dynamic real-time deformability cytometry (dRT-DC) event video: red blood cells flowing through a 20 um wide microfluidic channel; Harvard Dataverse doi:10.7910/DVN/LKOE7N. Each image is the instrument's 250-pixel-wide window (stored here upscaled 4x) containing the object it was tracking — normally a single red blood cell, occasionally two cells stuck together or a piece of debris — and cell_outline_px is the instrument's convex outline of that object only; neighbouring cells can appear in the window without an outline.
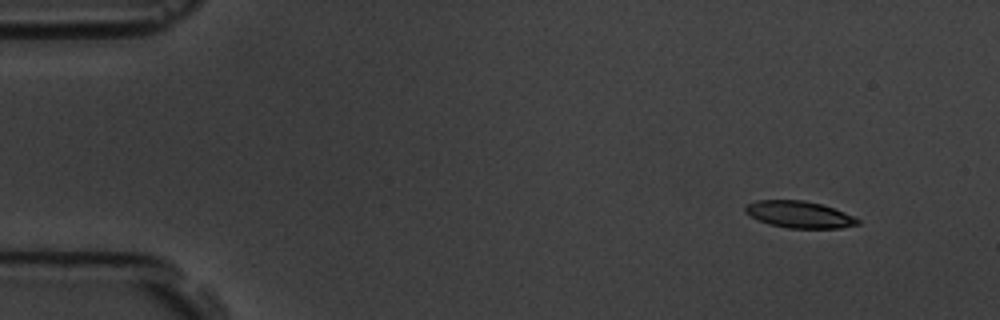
{"species": "common noctule bat (a hibernating species)", "species_latin": "Nyctalus noctula", "temperature_condition": "room temperature", "stored_images_in_passage": 3, "camera_frame_rate_fps": 3000, "um_per_image_px": 0.085, "animal": {"sex": "male", "body_mass_g": 19.5, "forearm_length_mm": 54.6}, "frame": {"image": 1, "passage_image": 1, "time_ms": 0.0, "image_size_px": [1000, 320], "cell_outline_px": [[860, 224], [840, 228], [788, 228], [768, 224], [744, 212], [744, 204], [756, 200], [804, 200], [820, 204], [844, 212], [860, 220]], "centroid_in_image_um": [67.9, 18.23], "position_along_channel_um": 17.1, "area_um2": 17.51}}
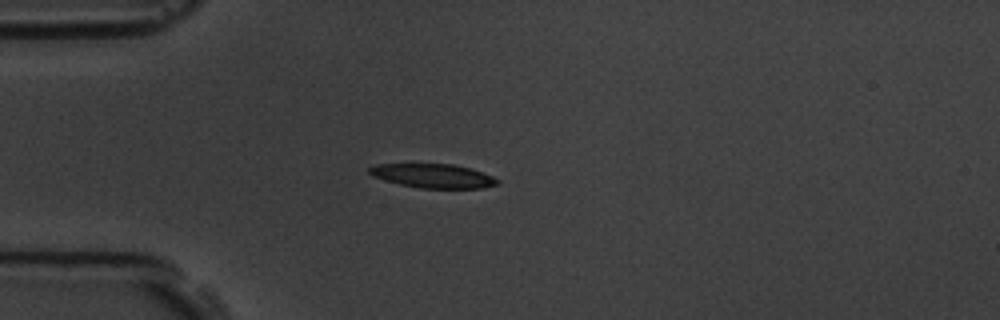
{"frame": {"image": 2, "passage_image": 3, "time_ms": 3.333, "image_size_px": [1000, 320], "cell_outline_px": [[500, 184], [484, 188], [420, 188], [400, 184], [384, 180], [372, 176], [368, 172], [368, 168], [376, 164], [452, 164], [468, 168], [492, 176], [500, 180]], "centroid_in_image_um": [36.81, 14.95], "position_along_channel_um": 48.2, "area_um2": 17.86}}